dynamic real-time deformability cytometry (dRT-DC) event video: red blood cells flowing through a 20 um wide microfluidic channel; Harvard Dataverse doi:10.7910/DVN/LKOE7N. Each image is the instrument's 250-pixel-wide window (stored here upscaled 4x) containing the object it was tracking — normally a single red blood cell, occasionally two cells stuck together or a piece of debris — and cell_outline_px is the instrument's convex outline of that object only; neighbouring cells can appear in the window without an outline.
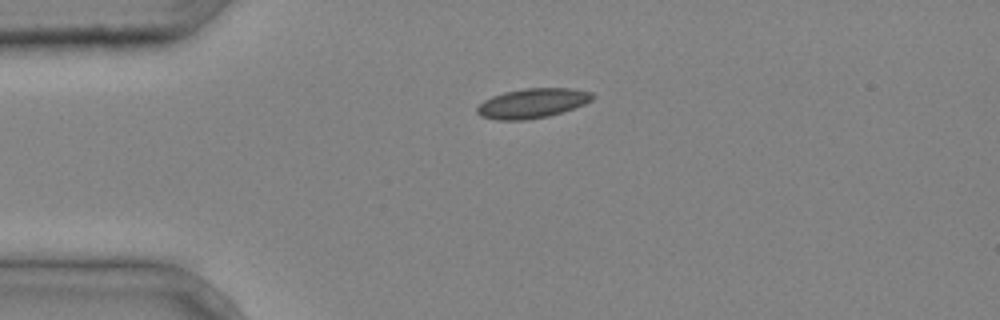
{"species": "common noctule bat (a hibernating species)", "species_latin": "Nyctalus noctula", "temperature_condition": "cold", "stored_images_in_passage": 23, "camera_frame_rate_fps": 3000, "um_per_image_px": 0.085, "animal": {"sex": "male", "body_mass_g": 20.4}, "frame": {"image": 1, "passage_image": 1, "time_ms": 0.0, "image_size_px": [1000, 320], "cell_outline_px": [[596, 96], [592, 100], [584, 104], [548, 116], [524, 120], [496, 120], [480, 116], [476, 112], [476, 108], [484, 100], [492, 96], [504, 92], [524, 88], [572, 88], [592, 92]], "centroid_in_image_um": [45.24, 8.77], "position_along_channel_um": 39.8, "area_um2": 19.94}}
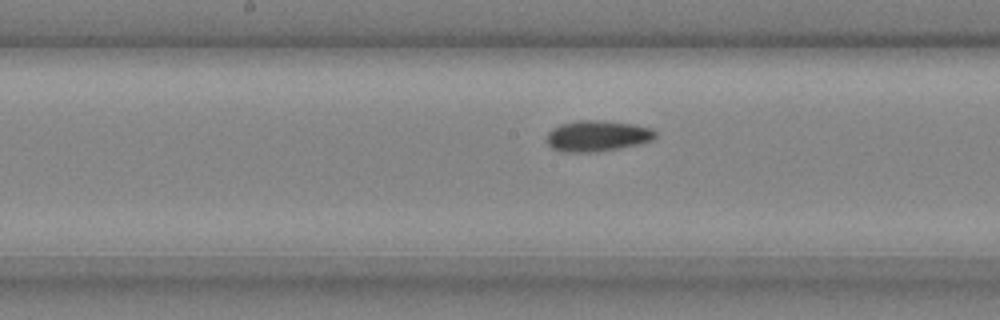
{"frame": {"image": 2, "passage_image": 13, "time_ms": 4.0, "image_size_px": [1000, 320], "cell_outline_px": [[656, 136], [652, 140], [640, 144], [620, 148], [596, 152], [560, 152], [552, 148], [548, 144], [548, 132], [552, 128], [560, 124], [580, 120], [604, 120], [632, 124], [652, 128], [656, 132]], "centroid_in_image_um": [50.78, 11.56], "position_along_channel_um": 197.4, "area_um2": 19.71}}
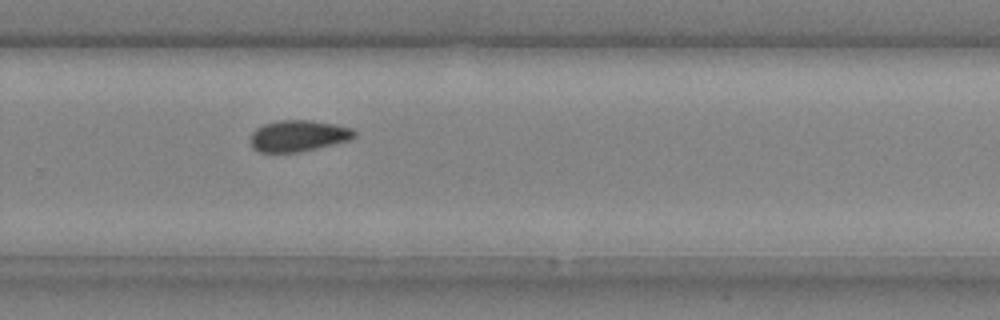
{"frame": {"image": 3, "passage_image": 20, "time_ms": 6.333, "image_size_px": [1000, 320], "cell_outline_px": [[356, 136], [348, 140], [300, 152], [260, 152], [252, 148], [252, 132], [256, 128], [264, 124], [280, 120], [308, 120], [332, 124], [352, 128], [356, 132]], "centroid_in_image_um": [25.34, 11.54], "position_along_channel_um": 304.5, "area_um2": 18.67}}